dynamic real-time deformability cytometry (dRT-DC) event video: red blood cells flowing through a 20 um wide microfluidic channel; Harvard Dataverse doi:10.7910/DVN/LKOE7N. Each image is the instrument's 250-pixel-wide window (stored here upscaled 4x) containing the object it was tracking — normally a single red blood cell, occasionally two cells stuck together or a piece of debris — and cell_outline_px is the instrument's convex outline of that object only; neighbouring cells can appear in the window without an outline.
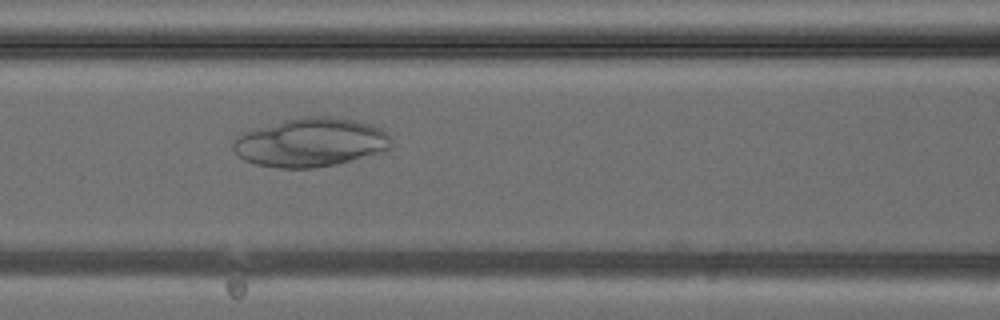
{"species": "common noctule bat (a hibernating species)", "species_latin": "Nyctalus noctula", "temperature_condition": "cold", "stored_images_in_passage": 40, "camera_frame_rate_fps": 3000, "um_per_image_px": 0.085, "animal": {"sex": "female", "body_mass_g": 24.6, "forearm_length_mm": 56.2}, "frame": {"image": 1, "passage_image": 17, "time_ms": 5.333, "image_size_px": [1000, 320], "cell_outline_px": [[388, 152], [336, 164], [312, 168], [276, 168], [256, 164], [244, 160], [232, 148], [232, 140], [236, 136], [244, 132], [284, 120], [304, 116], [332, 116], [356, 120], [380, 128], [388, 136]], "centroid_in_image_um": [26.39, 12.11], "position_along_channel_um": 140.2, "area_um2": 44.97}}
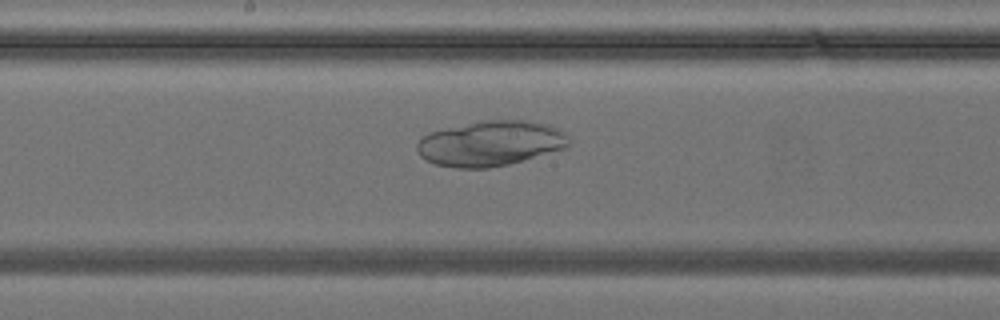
{"frame": {"image": 2, "passage_image": 21, "time_ms": 6.667, "image_size_px": [1000, 320], "cell_outline_px": [[568, 144], [564, 148], [508, 164], [488, 168], [456, 168], [436, 164], [420, 156], [416, 148], [416, 144], [424, 136], [432, 132], [480, 120], [528, 120], [548, 124], [556, 128], [568, 136]], "centroid_in_image_um": [41.68, 12.18], "position_along_channel_um": 206.5, "area_um2": 39.54}}
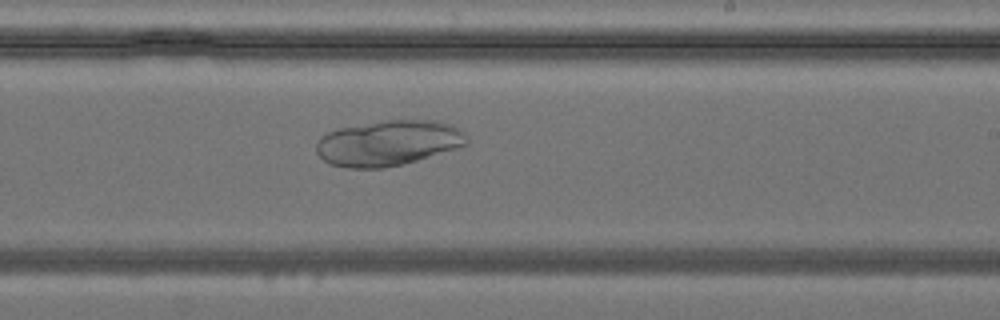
{"frame": {"image": 3, "passage_image": 24, "time_ms": 7.667, "image_size_px": [1000, 320], "cell_outline_px": [[468, 144], [456, 148], [416, 160], [384, 168], [348, 168], [332, 164], [324, 160], [316, 152], [316, 140], [320, 136], [328, 132], [340, 128], [384, 120], [436, 120], [452, 124], [464, 132], [468, 140]], "centroid_in_image_um": [32.99, 12.14], "position_along_channel_um": 256.0, "area_um2": 39.71}}